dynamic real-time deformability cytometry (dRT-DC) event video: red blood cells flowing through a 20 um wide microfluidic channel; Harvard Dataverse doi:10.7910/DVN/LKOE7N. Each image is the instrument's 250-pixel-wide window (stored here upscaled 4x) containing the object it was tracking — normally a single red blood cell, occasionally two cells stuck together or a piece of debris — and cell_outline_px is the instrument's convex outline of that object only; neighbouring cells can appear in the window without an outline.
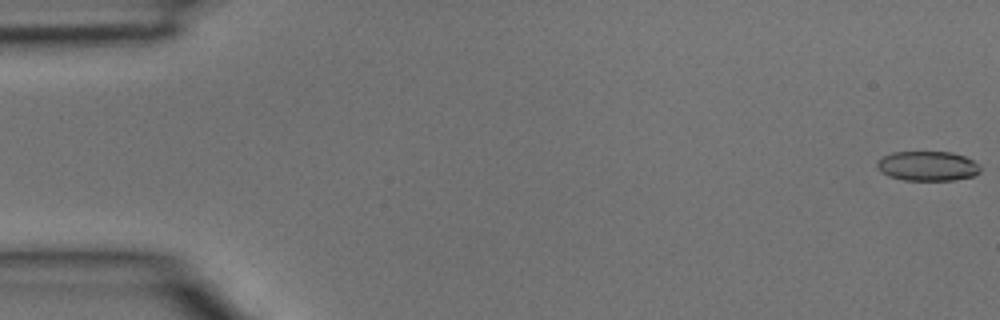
{"species": "common noctule bat (a hibernating species)", "species_latin": "Nyctalus noctula", "temperature_condition": "room temperature", "stored_images_in_passage": 6, "camera_frame_rate_fps": 3000, "um_per_image_px": 0.085, "animal": {"sex": "male", "body_mass_g": 15.6}, "frame": {"image": 1, "passage_image": 1, "time_ms": 0.0, "image_size_px": [1000, 320], "cell_outline_px": [[980, 172], [972, 176], [952, 180], [904, 180], [888, 176], [880, 172], [876, 164], [876, 160], [892, 152], [952, 152], [964, 156], [980, 164]], "centroid_in_image_um": [78.82, 14.11], "position_along_channel_um": 6.2, "area_um2": 17.92}}